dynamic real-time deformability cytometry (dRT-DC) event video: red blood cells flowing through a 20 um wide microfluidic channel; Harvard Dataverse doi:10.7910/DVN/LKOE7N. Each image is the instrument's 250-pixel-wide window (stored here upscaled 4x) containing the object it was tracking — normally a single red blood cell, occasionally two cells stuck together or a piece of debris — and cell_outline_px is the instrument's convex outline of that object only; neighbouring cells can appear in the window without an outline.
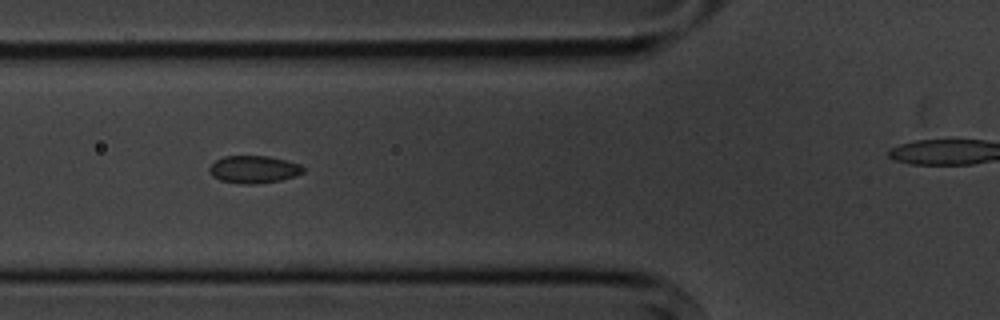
{"species": "common noctule bat (a hibernating species)", "species_latin": "Nyctalus noctula", "temperature_condition": "cold", "stored_images_in_passage": 7, "camera_frame_rate_fps": 3000, "um_per_image_px": 0.085, "animal": {"sex": "male", "body_mass_g": 20.1, "forearm_length_mm": 53.5}, "frame": {"image": 1, "passage_image": 4, "time_ms": 3.333, "image_size_px": [1000, 320], "cell_outline_px": [[304, 172], [296, 176], [280, 180], [252, 184], [240, 184], [220, 180], [212, 176], [208, 172], [208, 168], [216, 160], [224, 156], [268, 156], [300, 164], [304, 168]], "centroid_in_image_um": [21.55, 14.4], "position_along_channel_um": 104.3, "area_um2": 15.03}}
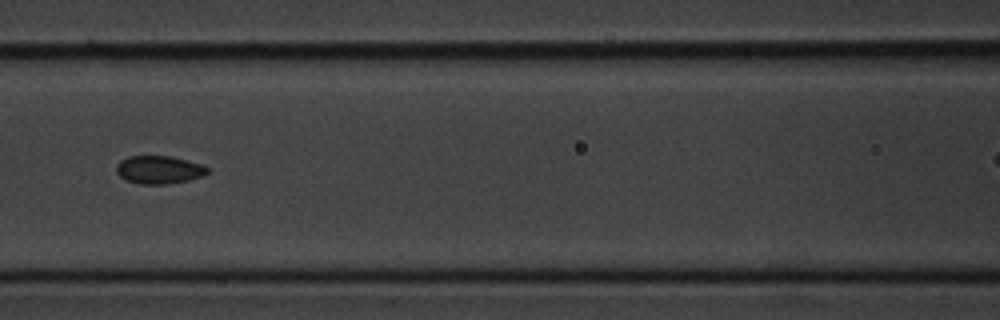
{"frame": {"image": 2, "passage_image": 5, "time_ms": 4.667, "image_size_px": [1000, 320], "cell_outline_px": [[208, 172], [204, 176], [188, 180], [164, 184], [140, 184], [124, 180], [116, 172], [116, 164], [120, 160], [128, 156], [172, 156], [204, 164], [208, 168]], "centroid_in_image_um": [13.51, 14.42], "position_along_channel_um": 153.1, "area_um2": 15.09}}
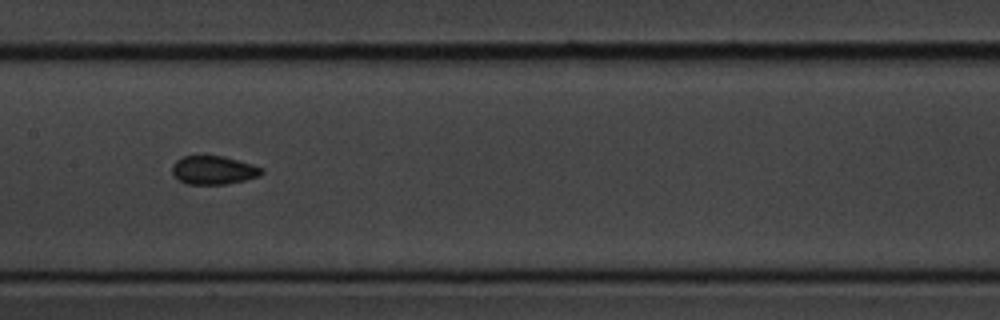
{"frame": {"image": 3, "passage_image": 6, "time_ms": 5.667, "image_size_px": [1000, 320], "cell_outline_px": [[264, 172], [260, 176], [244, 180], [224, 184], [188, 184], [180, 180], [172, 172], [172, 164], [176, 160], [184, 156], [224, 156], [252, 164], [264, 168]], "centroid_in_image_um": [18.18, 14.45], "position_along_channel_um": 189.2, "area_um2": 14.8}}